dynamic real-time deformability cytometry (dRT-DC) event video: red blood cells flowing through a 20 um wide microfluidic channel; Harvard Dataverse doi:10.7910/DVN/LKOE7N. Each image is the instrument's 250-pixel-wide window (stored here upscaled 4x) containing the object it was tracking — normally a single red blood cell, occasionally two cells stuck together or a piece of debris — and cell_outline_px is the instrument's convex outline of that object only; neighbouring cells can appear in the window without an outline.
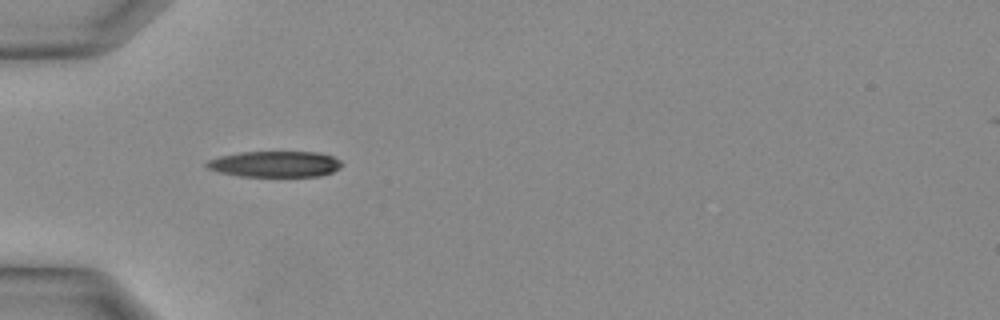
{"species": "Egyptian fruit bat (a non-hibernating species)", "species_latin": "Rousettus aegyptiacus", "temperature_condition": "warm", "stored_images_in_passage": 6, "camera_frame_rate_fps": 3000, "um_per_image_px": 0.085, "animal": {"sex": "female"}, "frame": {"image": 1, "passage_image": 3, "time_ms": 0.667, "image_size_px": [1000, 320], "cell_outline_px": [[344, 164], [340, 168], [332, 172], [320, 176], [240, 176], [216, 172], [204, 168], [204, 164], [208, 160], [220, 156], [240, 152], [316, 152], [332, 156], [340, 160]], "centroid_in_image_um": [23.34, 13.95], "position_along_channel_um": 61.7, "area_um2": 20.63}}